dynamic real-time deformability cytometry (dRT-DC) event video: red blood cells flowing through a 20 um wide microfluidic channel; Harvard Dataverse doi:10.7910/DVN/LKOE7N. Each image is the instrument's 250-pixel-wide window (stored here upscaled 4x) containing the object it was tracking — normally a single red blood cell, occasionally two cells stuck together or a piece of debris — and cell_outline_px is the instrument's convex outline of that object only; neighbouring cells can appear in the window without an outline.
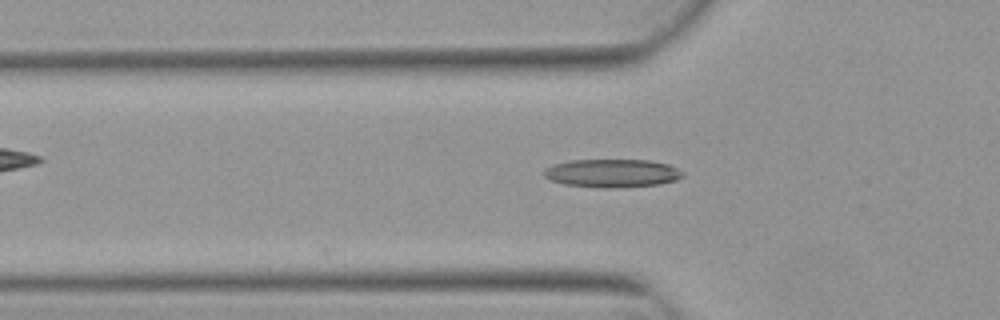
{"species": "Egyptian fruit bat (a non-hibernating species)", "species_latin": "Rousettus aegyptiacus", "temperature_condition": "warm", "stored_images_in_passage": 5, "camera_frame_rate_fps": 3000, "um_per_image_px": 0.085, "animal": {"sex": "female"}, "frame": {"image": 1, "passage_image": 5, "time_ms": 1.333, "image_size_px": [1000, 320], "cell_outline_px": [[684, 176], [676, 180], [660, 184], [616, 188], [604, 188], [564, 184], [552, 180], [544, 176], [544, 168], [552, 164], [572, 160], [648, 160], [668, 164], [684, 172]], "centroid_in_image_um": [52.04, 14.72], "position_along_channel_um": 73.8, "area_um2": 22.89}}